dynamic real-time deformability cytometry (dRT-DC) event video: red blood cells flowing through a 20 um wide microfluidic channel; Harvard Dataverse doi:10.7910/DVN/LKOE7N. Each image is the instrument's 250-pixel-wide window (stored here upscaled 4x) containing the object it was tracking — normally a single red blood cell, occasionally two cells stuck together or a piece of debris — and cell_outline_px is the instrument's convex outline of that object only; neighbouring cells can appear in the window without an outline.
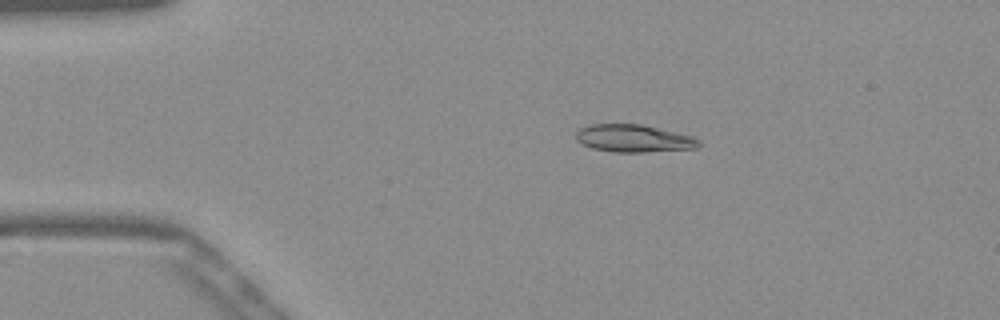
{"species": "Egyptian fruit bat (a non-hibernating species)", "species_latin": "Rousettus aegyptiacus", "temperature_condition": "warm", "stored_images_in_passage": 52, "camera_frame_rate_fps": 3000, "um_per_image_px": 0.085, "frame": {"image": 1, "passage_image": 10, "time_ms": 3.0, "image_size_px": [1000, 320], "cell_outline_px": [[700, 144], [696, 148], [644, 152], [612, 152], [592, 148], [580, 144], [576, 140], [576, 132], [580, 128], [588, 124], [640, 124], [676, 132], [692, 136], [700, 140]], "centroid_in_image_um": [53.82, 11.76], "position_along_channel_um": 31.2, "area_um2": 19.77}}
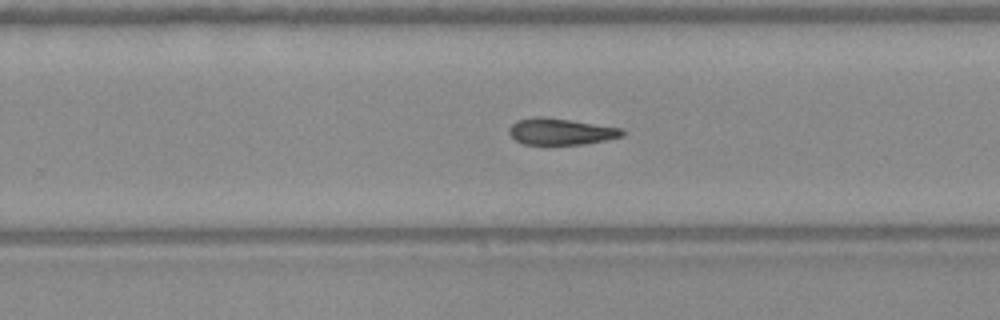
{"frame": {"image": 2, "passage_image": 33, "time_ms": 10.667, "image_size_px": [1000, 320], "cell_outline_px": [[624, 136], [584, 144], [524, 144], [516, 140], [508, 132], [508, 128], [516, 120], [540, 116], [624, 128]], "centroid_in_image_um": [47.67, 11.18], "position_along_channel_um": 282.1, "area_um2": 17.28}}
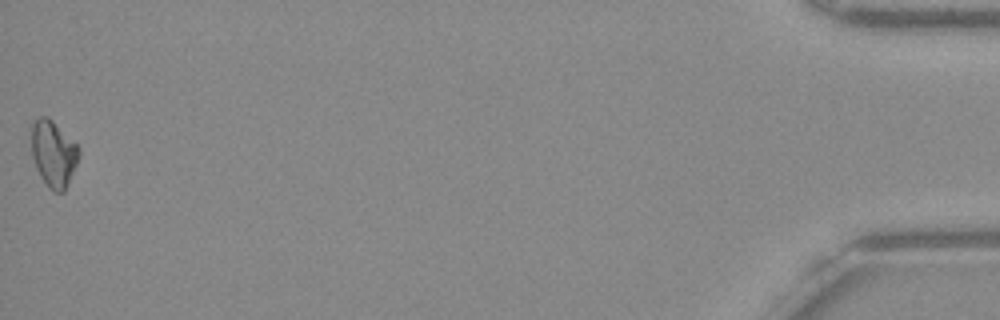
{"frame": {"image": 3, "passage_image": 52, "time_ms": 17.0, "image_size_px": [1000, 320], "cell_outline_px": [[80, 156], [68, 184], [64, 192], [52, 192], [48, 188], [40, 176], [36, 168], [32, 156], [32, 124], [40, 116], [48, 116], [80, 148]], "centroid_in_image_um": [4.55, 13.09], "position_along_channel_um": 430.6, "area_um2": 18.32}}